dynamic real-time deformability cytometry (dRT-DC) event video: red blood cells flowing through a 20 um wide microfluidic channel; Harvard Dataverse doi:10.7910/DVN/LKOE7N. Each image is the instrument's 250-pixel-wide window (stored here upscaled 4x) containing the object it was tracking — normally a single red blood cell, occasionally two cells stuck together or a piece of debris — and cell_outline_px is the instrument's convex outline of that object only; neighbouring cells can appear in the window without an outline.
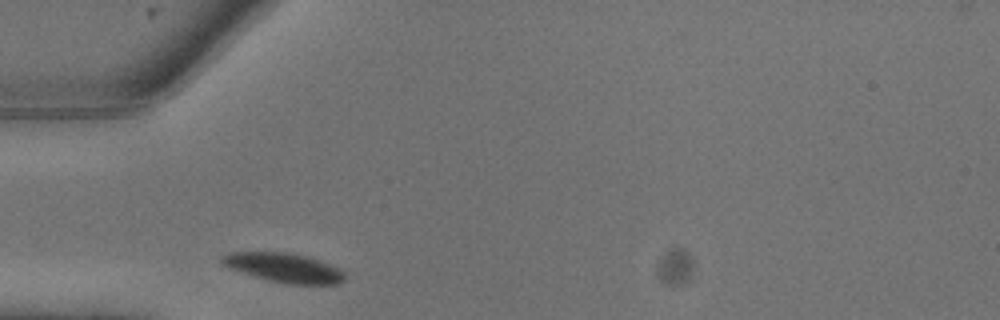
{"species": "common noctule bat (a hibernating species)", "species_latin": "Nyctalus noctula", "temperature_condition": "warm", "stored_images_in_passage": 4, "camera_frame_rate_fps": 3000, "um_per_image_px": 0.085, "animal": {"sex": "male", "body_mass_g": 13.3}, "frame": {"image": 1, "passage_image": 1, "time_ms": 0.0, "image_size_px": [1000, 320], "cell_outline_px": [[348, 276], [344, 280], [336, 284], [288, 284], [268, 280], [228, 268], [220, 260], [220, 256], [228, 252], [284, 252], [304, 256], [328, 264], [344, 272]], "centroid_in_image_um": [24.1, 22.76], "position_along_channel_um": 60.9, "area_um2": 20.69}}
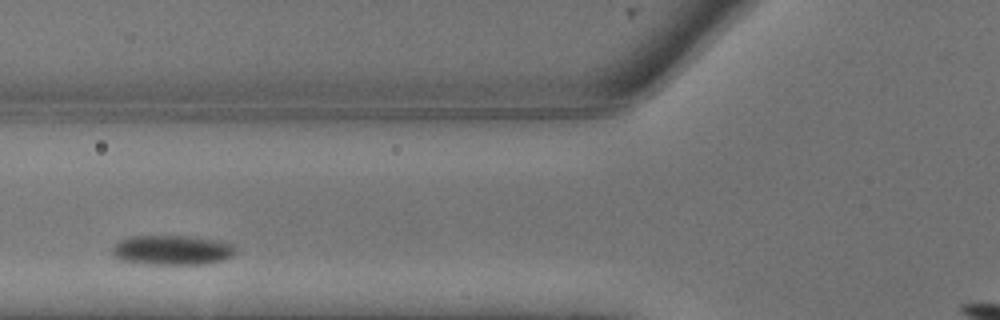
{"frame": {"image": 2, "passage_image": 3, "time_ms": 0.667, "image_size_px": [1000, 320], "cell_outline_px": [[232, 256], [224, 260], [204, 264], [148, 264], [120, 260], [112, 256], [112, 248], [120, 240], [132, 236], [188, 236], [212, 240], [232, 244]], "centroid_in_image_um": [14.55, 21.27], "position_along_channel_um": 111.2, "area_um2": 21.04}}